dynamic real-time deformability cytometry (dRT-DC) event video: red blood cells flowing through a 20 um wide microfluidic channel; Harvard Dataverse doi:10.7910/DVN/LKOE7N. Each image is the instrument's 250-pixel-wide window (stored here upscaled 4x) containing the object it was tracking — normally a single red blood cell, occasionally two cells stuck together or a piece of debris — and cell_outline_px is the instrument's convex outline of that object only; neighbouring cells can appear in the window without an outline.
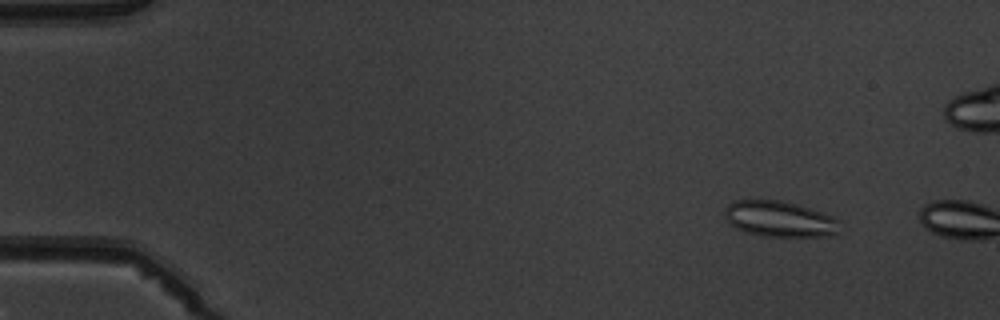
{"species": "common noctule bat (a hibernating species)", "species_latin": "Nyctalus noctula", "temperature_condition": "warm", "stored_images_in_passage": 3, "camera_frame_rate_fps": 3000, "um_per_image_px": 0.085, "animal": {"sex": "male", "body_mass_g": 19.5, "forearm_length_mm": 54.6}, "frame": {"image": 1, "passage_image": 2, "time_ms": 1.333, "image_size_px": [1000, 320], "cell_outline_px": [[840, 232], [828, 236], [760, 236], [744, 232], [728, 224], [724, 216], [724, 212], [728, 204], [732, 200], [780, 200], [796, 204], [832, 216], [840, 220]], "centroid_in_image_um": [66.24, 18.62], "position_along_channel_um": 18.8, "area_um2": 24.22}}